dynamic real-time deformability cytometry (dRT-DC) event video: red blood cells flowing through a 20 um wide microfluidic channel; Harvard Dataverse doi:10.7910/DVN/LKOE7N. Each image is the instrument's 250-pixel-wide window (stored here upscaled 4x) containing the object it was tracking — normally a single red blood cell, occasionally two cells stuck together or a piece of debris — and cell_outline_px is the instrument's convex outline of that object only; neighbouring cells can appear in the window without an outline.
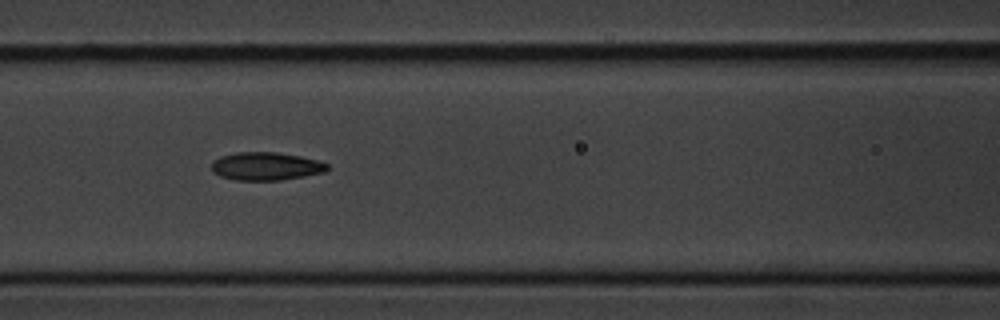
{"species": "common noctule bat (a hibernating species)", "species_latin": "Nyctalus noctula", "temperature_condition": "cold", "stored_images_in_passage": 7, "camera_frame_rate_fps": 3000, "um_per_image_px": 0.085, "animal": {"sex": "male", "body_mass_g": 20.1, "forearm_length_mm": 53.5}, "frame": {"image": 1, "passage_image": 6, "time_ms": 6.667, "image_size_px": [1000, 320], "cell_outline_px": [[328, 168], [324, 172], [304, 176], [280, 180], [236, 180], [220, 176], [212, 172], [212, 160], [220, 156], [236, 152], [276, 152], [300, 156], [316, 160], [328, 164]], "centroid_in_image_um": [22.56, 14.12], "position_along_channel_um": 144.0, "area_um2": 18.9}}
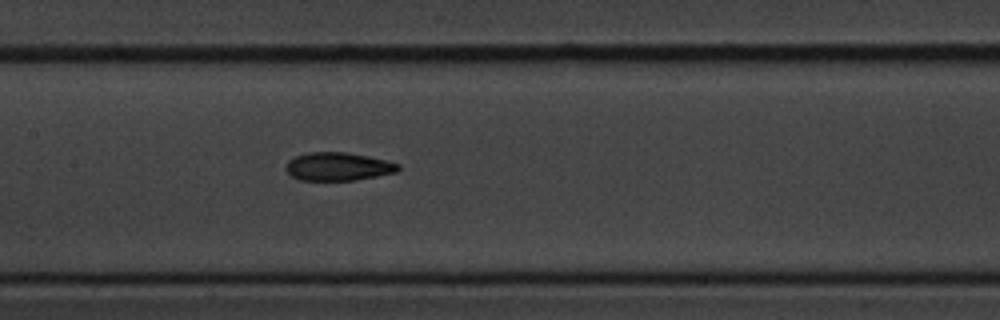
{"frame": {"image": 2, "passage_image": 7, "time_ms": 7.667, "image_size_px": [1000, 320], "cell_outline_px": [[400, 168], [396, 172], [356, 180], [300, 180], [292, 176], [284, 168], [288, 160], [296, 156], [308, 152], [344, 152], [368, 156], [400, 164]], "centroid_in_image_um": [28.71, 14.15], "position_along_channel_um": 178.7, "area_um2": 18.38}}